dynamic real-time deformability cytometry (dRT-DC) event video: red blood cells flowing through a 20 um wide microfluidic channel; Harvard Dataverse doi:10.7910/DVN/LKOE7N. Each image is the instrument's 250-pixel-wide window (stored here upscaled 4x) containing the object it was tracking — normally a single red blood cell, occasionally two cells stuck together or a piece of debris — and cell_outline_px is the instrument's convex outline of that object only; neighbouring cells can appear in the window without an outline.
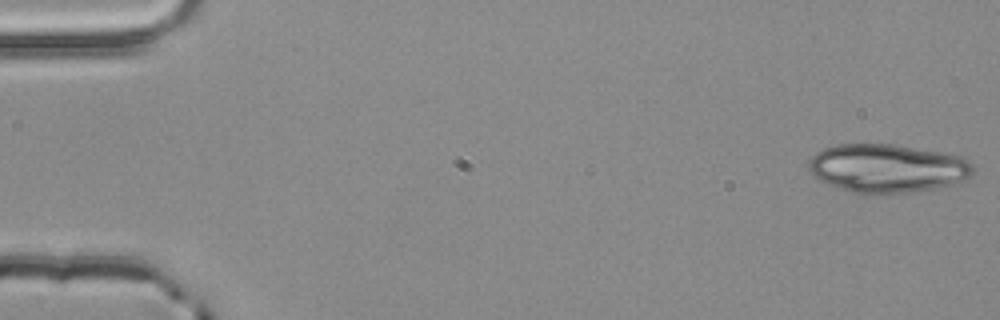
{"species": "common noctule bat (a hibernating species)", "species_latin": "Nyctalus noctula", "temperature_condition": "room temperature", "stored_images_in_passage": 23, "camera_frame_rate_fps": 3000, "um_per_image_px": 0.085, "animal": {"sex": "male", "body_mass_g": 20.4}, "frame": {"image": 1, "passage_image": 1, "time_ms": 0.0, "image_size_px": [1000, 320], "cell_outline_px": [[976, 172], [964, 180], [952, 184], [936, 188], [916, 192], [860, 196], [828, 184], [812, 176], [808, 168], [808, 160], [816, 152], [824, 148], [836, 144], [896, 144], [940, 152], [960, 156], [968, 160], [972, 164]], "centroid_in_image_um": [75.39, 14.33], "position_along_channel_um": 9.6, "area_um2": 47.45}}